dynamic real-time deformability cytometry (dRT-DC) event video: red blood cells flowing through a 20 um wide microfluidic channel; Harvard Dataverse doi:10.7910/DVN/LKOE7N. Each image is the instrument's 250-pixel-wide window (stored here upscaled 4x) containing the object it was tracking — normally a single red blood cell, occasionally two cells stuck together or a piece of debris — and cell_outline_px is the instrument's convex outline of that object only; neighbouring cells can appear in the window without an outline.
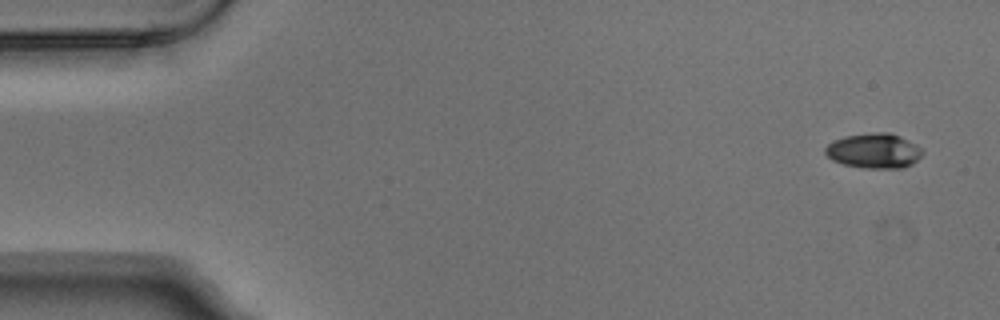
{"species": "Egyptian fruit bat (a non-hibernating species)", "species_latin": "Rousettus aegyptiacus", "temperature_condition": "warm", "stored_images_in_passage": 4, "camera_frame_rate_fps": 3000, "um_per_image_px": 0.085, "animal": {"sex": "male"}, "frame": {"image": 1, "passage_image": 1, "time_ms": 0.0, "image_size_px": [1000, 320], "cell_outline_px": [[924, 152], [912, 164], [904, 168], [864, 168], [844, 164], [832, 160], [824, 152], [824, 148], [828, 144], [844, 136], [876, 132], [892, 132], [916, 144]], "centroid_in_image_um": [74.3, 12.81], "position_along_channel_um": 10.7, "area_um2": 19.77}}
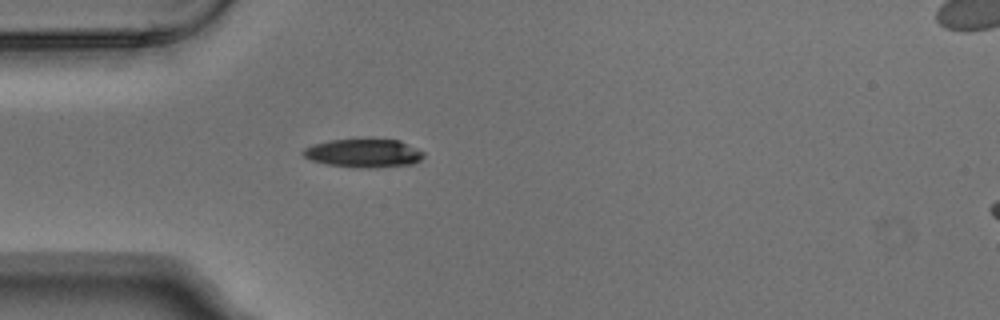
{"frame": {"image": 2, "passage_image": 4, "time_ms": 1.0, "image_size_px": [1000, 320], "cell_outline_px": [[424, 156], [420, 160], [412, 164], [376, 168], [364, 168], [328, 164], [312, 160], [304, 156], [300, 152], [304, 148], [312, 144], [332, 140], [372, 136], [400, 140], [424, 152]], "centroid_in_image_um": [30.93, 12.97], "position_along_channel_um": 54.1, "area_um2": 20.75}}